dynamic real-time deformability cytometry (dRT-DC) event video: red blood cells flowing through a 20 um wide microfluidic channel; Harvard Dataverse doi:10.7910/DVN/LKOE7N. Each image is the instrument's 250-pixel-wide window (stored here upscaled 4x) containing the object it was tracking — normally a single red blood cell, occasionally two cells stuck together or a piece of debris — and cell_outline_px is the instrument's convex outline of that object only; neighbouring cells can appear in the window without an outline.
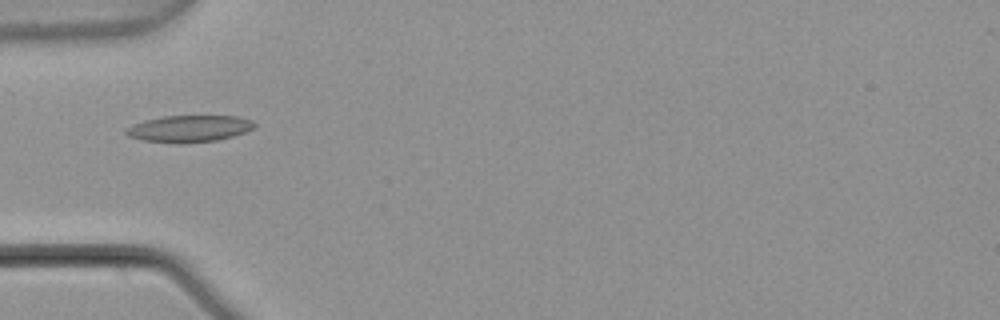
{"species": "common noctule bat (a hibernating species)", "species_latin": "Nyctalus noctula", "temperature_condition": "warm", "stored_images_in_passage": 2, "camera_frame_rate_fps": 3000, "um_per_image_px": 0.085, "animal": {"sex": "male", "body_mass_g": 21.5, "forearm_length_mm": 52.0}, "frame": {"image": 1, "passage_image": 1, "time_ms": 0.0, "image_size_px": [1000, 320], "cell_outline_px": [[256, 128], [232, 136], [216, 140], [184, 144], [176, 144], [140, 140], [128, 136], [124, 132], [132, 124], [144, 120], [164, 116], [236, 116], [252, 120], [256, 124]], "centroid_in_image_um": [16.06, 10.95], "position_along_channel_um": 68.9, "area_um2": 20.23}}
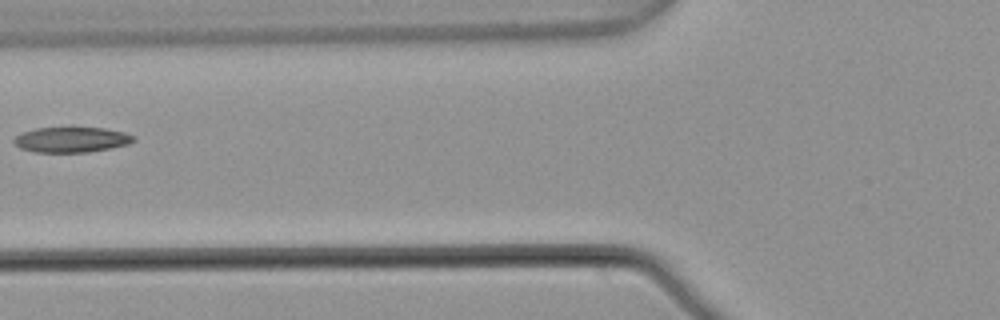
{"frame": {"image": 2, "passage_image": 2, "time_ms": 0.333, "image_size_px": [1000, 320], "cell_outline_px": [[136, 140], [128, 144], [112, 148], [88, 152], [36, 152], [20, 148], [12, 140], [20, 132], [36, 128], [72, 124], [104, 128], [124, 132], [136, 136]], "centroid_in_image_um": [6.08, 11.81], "position_along_channel_um": 119.7, "area_um2": 18.67}}